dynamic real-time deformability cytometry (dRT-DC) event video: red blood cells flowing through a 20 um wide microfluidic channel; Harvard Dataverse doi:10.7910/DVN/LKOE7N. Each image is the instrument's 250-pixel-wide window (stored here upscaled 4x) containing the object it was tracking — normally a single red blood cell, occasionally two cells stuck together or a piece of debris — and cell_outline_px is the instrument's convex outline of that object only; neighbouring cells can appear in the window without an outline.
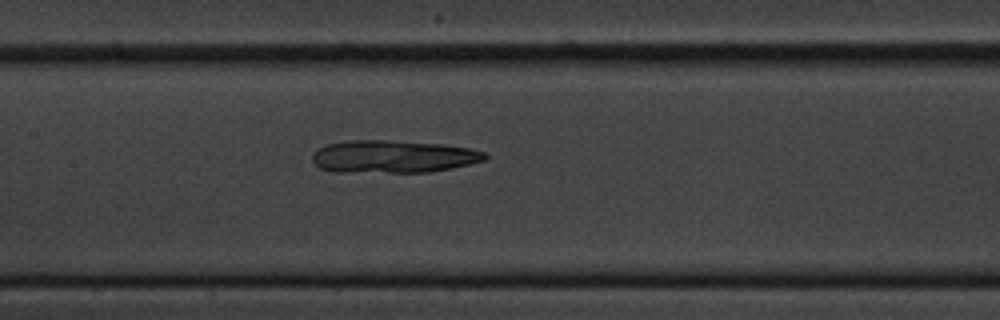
{"species": "common noctule bat (a hibernating species)", "species_latin": "Nyctalus noctula", "temperature_condition": "cold", "stored_images_in_passage": 38, "camera_frame_rate_fps": 3000, "um_per_image_px": 0.085, "animal": {"sex": "male", "body_mass_g": 20.1, "forearm_length_mm": 53.5}, "frame": {"image": 1, "passage_image": 11, "time_ms": 3.333, "image_size_px": [1000, 320], "cell_outline_px": [[488, 156], [484, 160], [468, 164], [428, 172], [340, 172], [320, 168], [312, 160], [312, 152], [328, 144], [348, 140], [388, 140], [440, 144], [468, 148], [484, 152]], "centroid_in_image_um": [33.37, 13.3], "position_along_channel_um": 174.0, "area_um2": 32.48}}
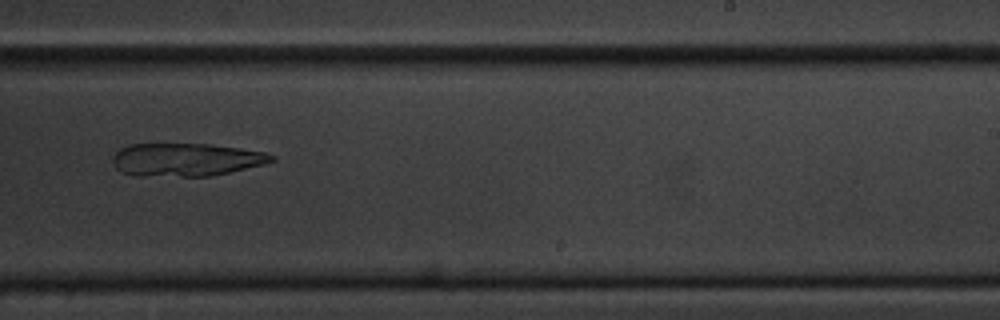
{"frame": {"image": 2, "passage_image": 20, "time_ms": 6.333, "image_size_px": [1000, 320], "cell_outline_px": [[276, 160], [264, 164], [212, 176], [132, 176], [120, 172], [116, 168], [112, 160], [112, 156], [120, 148], [128, 144], [212, 144], [264, 152], [276, 156]], "centroid_in_image_um": [15.78, 13.57], "position_along_channel_um": 273.2, "area_um2": 30.81}}
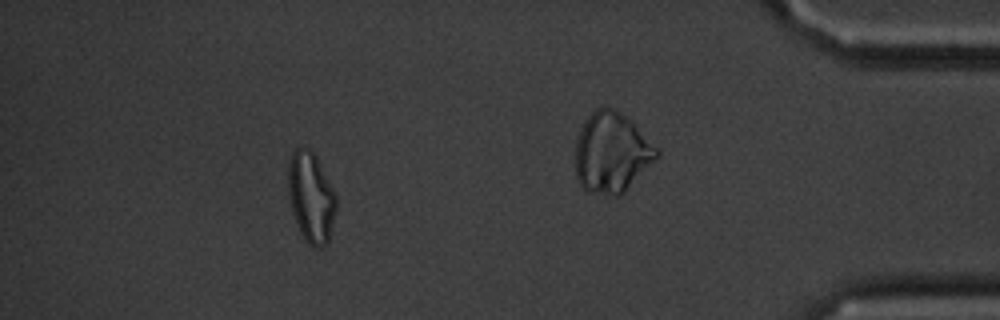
{"frame": {"image": 3, "passage_image": 31, "time_ms": 10.0, "image_size_px": [1000, 320], "cell_outline_px": [[336, 208], [328, 240], [324, 248], [316, 248], [308, 244], [304, 240], [300, 232], [292, 212], [288, 192], [288, 164], [292, 152], [296, 148], [308, 148], [316, 156], [336, 196]], "centroid_in_image_um": [26.42, 16.79], "position_along_channel_um": 408.8, "area_um2": 25.09}}